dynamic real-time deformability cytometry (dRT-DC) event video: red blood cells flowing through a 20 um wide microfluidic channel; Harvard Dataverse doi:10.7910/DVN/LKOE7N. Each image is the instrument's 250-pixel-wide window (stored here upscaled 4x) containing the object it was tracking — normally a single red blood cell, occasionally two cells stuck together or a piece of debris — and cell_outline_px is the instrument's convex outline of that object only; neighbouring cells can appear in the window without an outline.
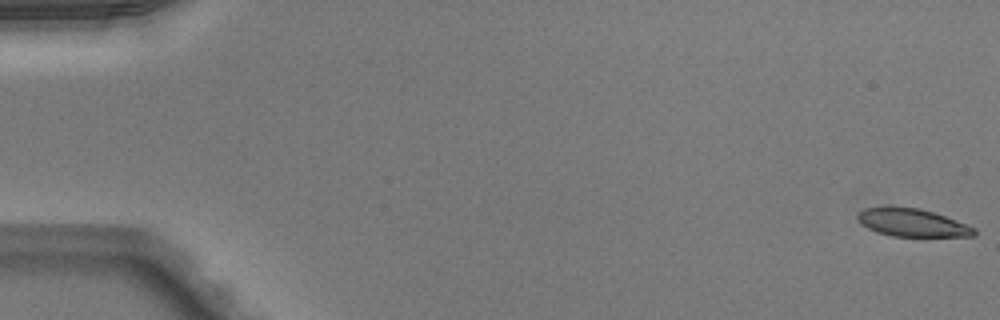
{"species": "Egyptian fruit bat (a non-hibernating species)", "species_latin": "Rousettus aegyptiacus", "temperature_condition": "warm", "stored_images_in_passage": 52, "camera_frame_rate_fps": 3000, "um_per_image_px": 0.085, "animal": {"sex": "male"}, "frame": {"image": 1, "passage_image": 1, "time_ms": 0.0, "image_size_px": [1000, 320], "cell_outline_px": [[976, 236], [892, 236], [876, 232], [860, 224], [856, 216], [864, 208], [884, 204], [888, 204], [920, 208], [956, 220], [976, 228]], "centroid_in_image_um": [77.47, 18.89], "position_along_channel_um": 7.5, "area_um2": 19.42}}
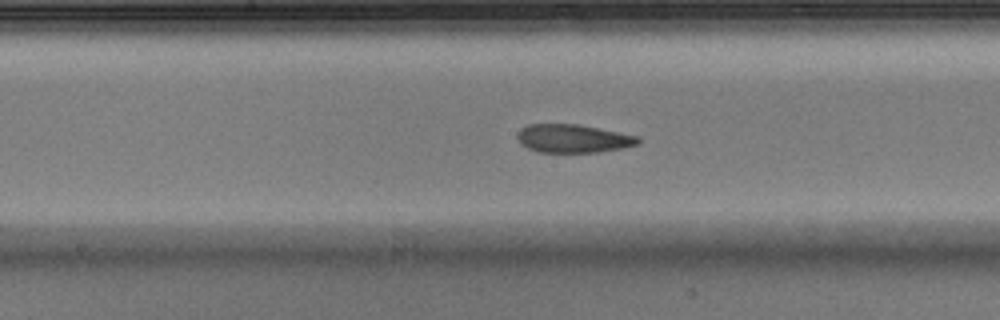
{"frame": {"image": 2, "passage_image": 27, "time_ms": 8.667, "image_size_px": [1000, 320], "cell_outline_px": [[640, 144], [600, 152], [536, 152], [520, 144], [516, 136], [520, 128], [528, 124], [576, 124], [636, 136], [640, 140]], "centroid_in_image_um": [48.64, 11.78], "position_along_channel_um": 199.6, "area_um2": 19.77}}
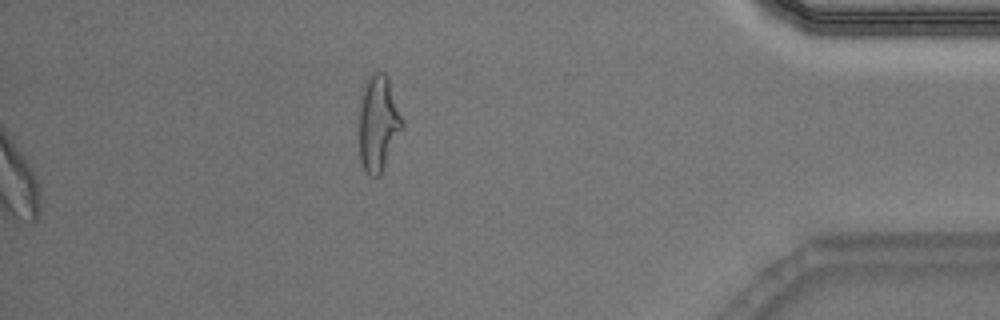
{"frame": {"image": 3, "passage_image": 52, "time_ms": 17.0, "image_size_px": [1000, 320], "cell_outline_px": [[404, 128], [380, 176], [372, 176], [364, 168], [360, 160], [360, 96], [364, 80], [368, 76], [376, 72], [384, 72], [388, 76], [404, 120]], "centroid_in_image_um": [32.18, 10.43], "position_along_channel_um": 403.0, "area_um2": 24.51}, "authors_computed_cell_mechanics": {"area_um2": 20.5768, "velocity_mm_per_s": 4.0341, "shape_relaxation_time_tau1_ms": null, "shape_relaxation_time_tau2_ms": 4.4584, "deformation_change_tau1": null, "deformation_change_tau2": 0.1234}}